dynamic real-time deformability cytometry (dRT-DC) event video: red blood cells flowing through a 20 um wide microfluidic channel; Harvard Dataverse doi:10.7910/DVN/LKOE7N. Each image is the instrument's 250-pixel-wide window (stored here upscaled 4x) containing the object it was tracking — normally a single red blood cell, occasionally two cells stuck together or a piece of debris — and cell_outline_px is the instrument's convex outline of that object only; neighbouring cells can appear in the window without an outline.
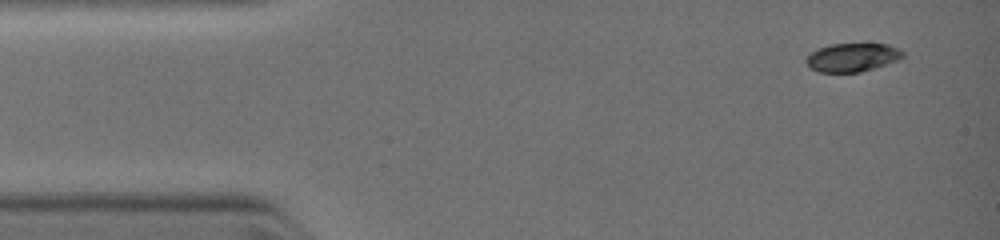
{"species": "common noctule bat (a hibernating species)", "species_latin": "Nyctalus noctula", "temperature_condition": "warm", "stored_images_in_passage": 11, "camera_frame_rate_fps": 3000, "um_per_image_px": 0.085, "animal": {"sex": "female", "body_mass_g": 19.0, "forearm_length_mm": 51.5}, "frame": {"image": 1, "passage_image": 1, "time_ms": 0.0, "image_size_px": [1000, 240], "cell_outline_px": [[904, 56], [900, 60], [860, 72], [820, 72], [812, 68], [804, 60], [816, 48], [828, 44], [888, 44], [900, 48], [904, 52]], "centroid_in_image_um": [72.48, 4.86], "position_along_channel_um": 12.5, "area_um2": 16.13}}
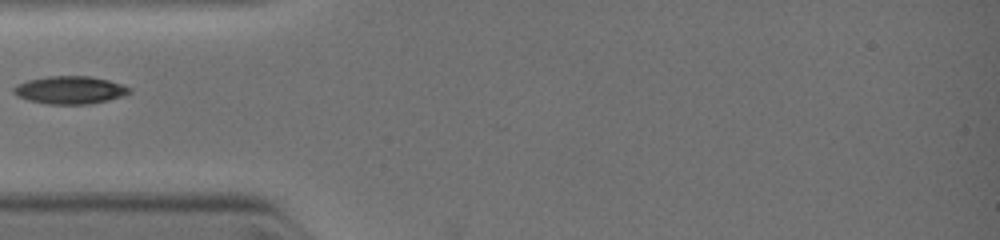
{"frame": {"image": 2, "passage_image": 6, "time_ms": 3.0, "image_size_px": [1000, 240], "cell_outline_px": [[132, 92], [124, 96], [92, 104], [44, 104], [28, 100], [16, 96], [12, 92], [12, 88], [16, 84], [28, 80], [48, 76], [92, 76], [124, 84], [132, 88]], "centroid_in_image_um": [5.96, 7.65], "position_along_channel_um": 79.0, "area_um2": 19.13}}
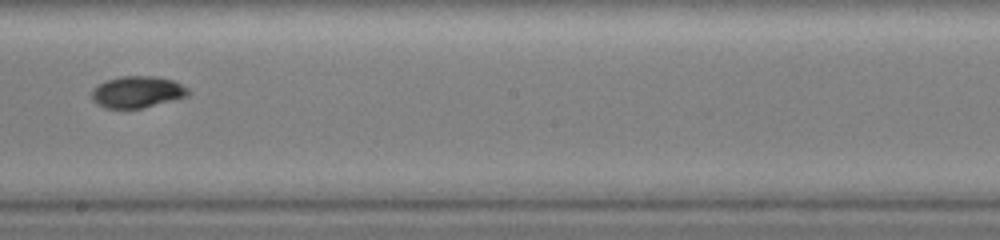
{"frame": {"image": 3, "passage_image": 11, "time_ms": 6.0, "image_size_px": [1000, 240], "cell_outline_px": [[192, 92], [188, 96], [140, 108], [104, 108], [96, 104], [92, 100], [92, 88], [104, 80], [120, 76], [152, 76], [172, 80], [188, 88]], "centroid_in_image_um": [11.63, 7.81], "position_along_channel_um": 236.6, "area_um2": 17.8}}